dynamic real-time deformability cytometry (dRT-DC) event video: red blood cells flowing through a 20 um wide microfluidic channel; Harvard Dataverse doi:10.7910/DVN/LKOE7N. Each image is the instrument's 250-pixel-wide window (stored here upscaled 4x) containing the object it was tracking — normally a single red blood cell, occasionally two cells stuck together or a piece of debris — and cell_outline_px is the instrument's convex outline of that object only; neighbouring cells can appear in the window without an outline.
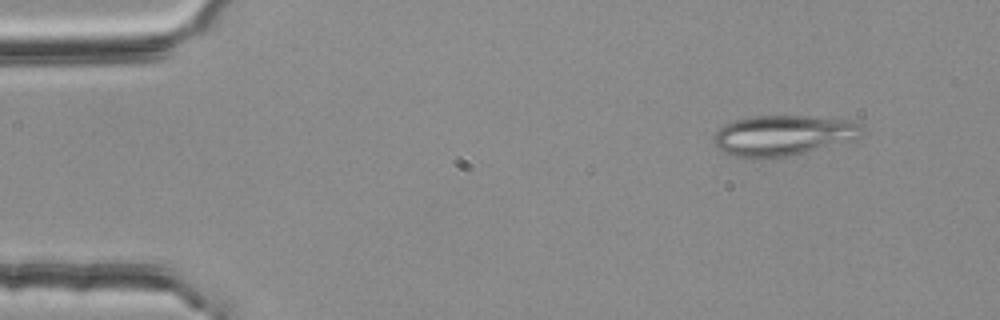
{"species": "common noctule bat (a hibernating species)", "species_latin": "Nyctalus noctula", "temperature_condition": "room temperature", "stored_images_in_passage": 42, "camera_frame_rate_fps": 3000, "um_per_image_px": 0.085, "animal": {"sex": "female", "body_mass_g": 25.1}, "frame": {"image": 1, "passage_image": 1, "time_ms": 0.0, "image_size_px": [1000, 320], "cell_outline_px": [[864, 132], [856, 140], [776, 160], [736, 156], [724, 152], [716, 148], [712, 140], [712, 136], [724, 124], [736, 120], [752, 116], [820, 116], [848, 120], [860, 124]], "centroid_in_image_um": [66.59, 11.53], "position_along_channel_um": 18.4, "area_um2": 35.78}}
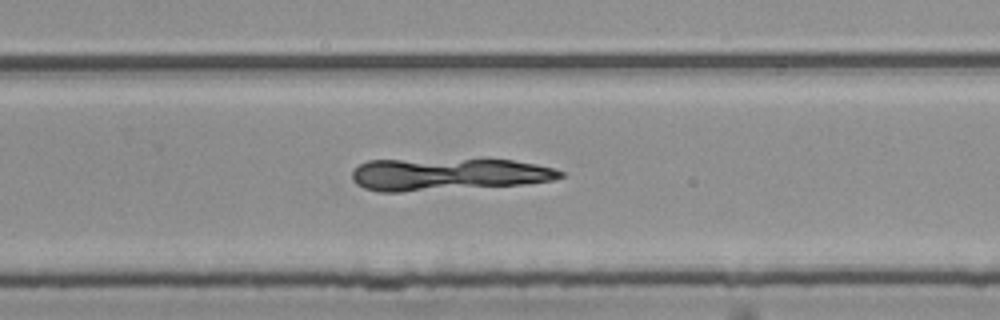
{"frame": {"image": 2, "passage_image": 23, "time_ms": 7.333, "image_size_px": [1000, 320], "cell_outline_px": [[564, 176], [552, 180], [524, 184], [400, 192], [380, 192], [364, 188], [356, 184], [352, 180], [352, 172], [360, 164], [368, 160], [484, 156], [488, 156], [536, 164], [556, 168], [564, 172]], "centroid_in_image_um": [38.11, 14.75], "position_along_channel_um": 291.7, "area_um2": 41.1}}
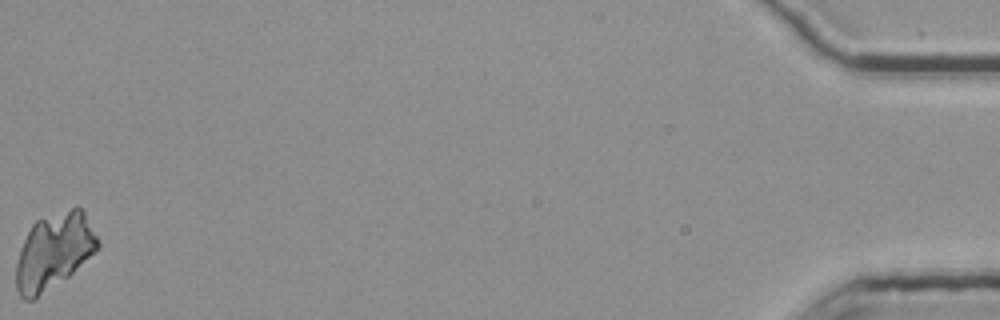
{"frame": {"image": 3, "passage_image": 42, "time_ms": 13.667, "image_size_px": [1000, 320], "cell_outline_px": [[100, 248], [96, 252], [68, 276], [32, 300], [24, 300], [20, 296], [16, 288], [16, 264], [20, 248], [32, 224], [36, 220], [76, 204], [84, 212], [100, 240]], "centroid_in_image_um": [4.6, 21.31], "position_along_channel_um": 430.6, "area_um2": 36.24}}